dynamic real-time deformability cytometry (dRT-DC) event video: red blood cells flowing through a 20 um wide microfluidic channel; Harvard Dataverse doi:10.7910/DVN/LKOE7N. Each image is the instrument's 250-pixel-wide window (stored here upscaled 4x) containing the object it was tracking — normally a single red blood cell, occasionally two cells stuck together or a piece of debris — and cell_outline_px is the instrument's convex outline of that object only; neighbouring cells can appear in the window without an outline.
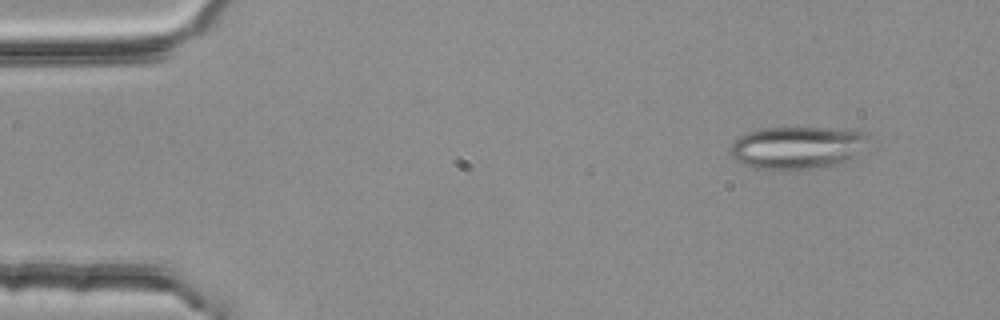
{"species": "common noctule bat (a hibernating species)", "species_latin": "Nyctalus noctula", "temperature_condition": "room temperature", "stored_images_in_passage": 4, "camera_frame_rate_fps": 3000, "um_per_image_px": 0.085, "animal": {"sex": "female", "body_mass_g": 25.1}, "frame": {"image": 1, "passage_image": 2, "time_ms": 0.333, "image_size_px": [1000, 320], "cell_outline_px": [[868, 136], [852, 160], [840, 164], [820, 168], [756, 168], [744, 164], [736, 160], [732, 156], [732, 144], [740, 136], [748, 132], [768, 128], [820, 128], [864, 132]], "centroid_in_image_um": [67.76, 12.55], "position_along_channel_um": 17.2, "area_um2": 33.23}}